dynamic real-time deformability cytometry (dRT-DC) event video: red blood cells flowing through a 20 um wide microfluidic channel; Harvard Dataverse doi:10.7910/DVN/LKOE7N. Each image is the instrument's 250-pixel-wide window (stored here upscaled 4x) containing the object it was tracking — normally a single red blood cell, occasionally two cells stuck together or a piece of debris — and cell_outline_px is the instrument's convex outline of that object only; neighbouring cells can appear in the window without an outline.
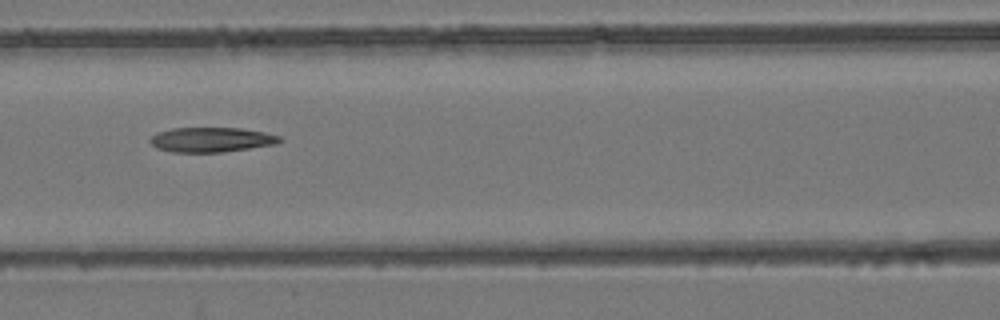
{"species": "common noctule bat (a hibernating species)", "species_latin": "Nyctalus noctula", "temperature_condition": "room temperature", "stored_images_in_passage": 4, "camera_frame_rate_fps": 3000, "um_per_image_px": 0.085, "animal": {"sex": "female", "body_mass_g": 24.6, "forearm_length_mm": 56.2}, "frame": {"image": 1, "passage_image": 4, "time_ms": 3.333, "image_size_px": [1000, 320], "cell_outline_px": [[284, 140], [276, 144], [224, 152], [172, 152], [156, 148], [148, 140], [156, 132], [172, 128], [240, 128], [264, 132], [280, 136]], "centroid_in_image_um": [17.96, 11.87], "position_along_channel_um": 148.6, "area_um2": 18.79}}